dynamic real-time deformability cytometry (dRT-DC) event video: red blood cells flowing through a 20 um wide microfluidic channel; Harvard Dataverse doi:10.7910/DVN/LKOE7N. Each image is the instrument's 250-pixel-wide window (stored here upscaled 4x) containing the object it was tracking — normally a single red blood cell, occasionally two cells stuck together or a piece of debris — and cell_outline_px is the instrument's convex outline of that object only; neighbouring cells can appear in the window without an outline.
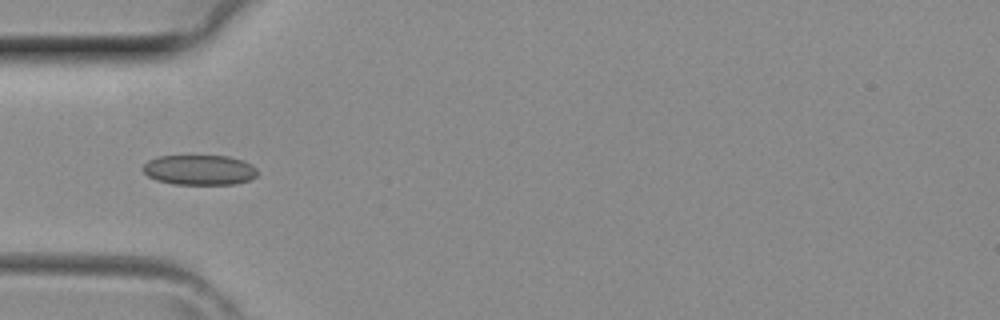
{"species": "common noctule bat (a hibernating species)", "species_latin": "Nyctalus noctula", "temperature_condition": "room temperature", "stored_images_in_passage": 4, "camera_frame_rate_fps": 3000, "um_per_image_px": 0.085, "animal": {"sex": "female", "body_mass_g": 29.2, "forearm_length_mm": 56.3}, "frame": {"image": 1, "passage_image": 4, "time_ms": 1.0, "image_size_px": [1000, 320], "cell_outline_px": [[256, 176], [252, 180], [236, 184], [172, 184], [156, 180], [148, 176], [144, 172], [144, 164], [148, 160], [160, 156], [228, 156], [244, 160], [252, 164], [256, 168]], "centroid_in_image_um": [16.99, 14.45], "position_along_channel_um": 68.0, "area_um2": 20.17}}